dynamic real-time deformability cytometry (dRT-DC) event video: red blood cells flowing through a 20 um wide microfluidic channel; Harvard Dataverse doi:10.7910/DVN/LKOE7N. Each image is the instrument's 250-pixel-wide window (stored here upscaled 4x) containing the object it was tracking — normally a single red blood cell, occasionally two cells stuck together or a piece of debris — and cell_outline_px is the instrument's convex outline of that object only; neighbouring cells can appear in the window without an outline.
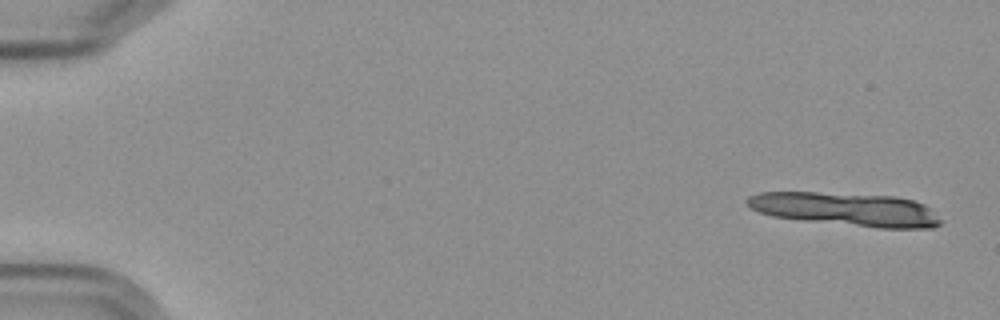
{"species": "Egyptian fruit bat (a non-hibernating species)", "species_latin": "Rousettus aegyptiacus", "temperature_condition": "cold", "stored_images_in_passage": 6, "segment_of_instrument_passage": [1, 2], "camera_frame_rate_fps": 3000, "um_per_image_px": 0.085, "frame": {"image": 1, "passage_image": 1, "time_ms": 0.0, "image_size_px": [1000, 320], "cell_outline_px": [[944, 220], [940, 224], [932, 228], [880, 228], [800, 220], [772, 216], [760, 212], [752, 208], [744, 200], [748, 196], [760, 192], [816, 192], [892, 196], [912, 200], [924, 204]], "centroid_in_image_um": [71.92, 17.79], "position_along_channel_um": 13.1, "area_um2": 37.69}}
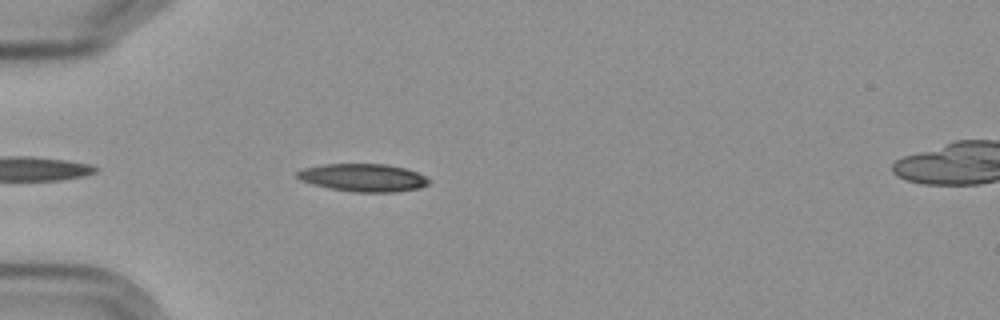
{"frame": {"image": 2, "passage_image": 5, "time_ms": 5.333, "image_size_px": [1000, 320], "cell_outline_px": [[432, 180], [428, 184], [420, 188], [396, 192], [352, 192], [328, 188], [312, 184], [300, 180], [296, 176], [296, 172], [304, 168], [324, 164], [388, 164], [404, 168], [416, 172]], "centroid_in_image_um": [30.87, 15.1], "position_along_channel_um": 54.1, "area_um2": 21.44}}